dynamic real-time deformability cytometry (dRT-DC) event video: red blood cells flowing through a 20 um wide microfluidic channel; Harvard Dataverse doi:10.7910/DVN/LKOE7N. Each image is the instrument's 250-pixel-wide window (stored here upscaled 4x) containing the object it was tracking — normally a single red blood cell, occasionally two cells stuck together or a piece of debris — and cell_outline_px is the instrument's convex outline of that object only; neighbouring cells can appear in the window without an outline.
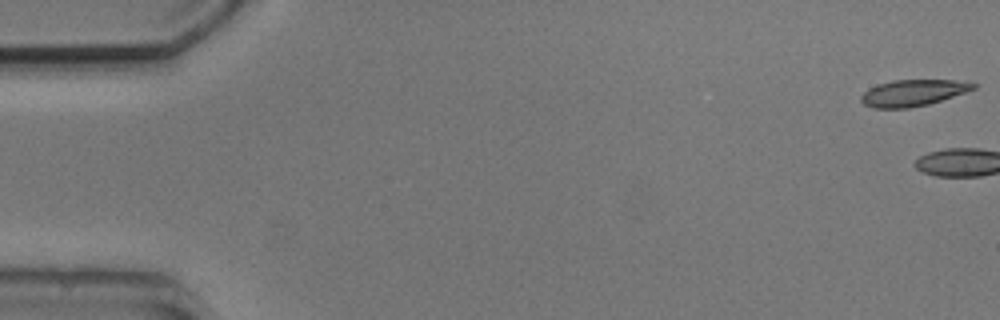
{"species": "common noctule bat (a hibernating species)", "species_latin": "Nyctalus noctula", "temperature_condition": "cold", "stored_images_in_passage": 4, "camera_frame_rate_fps": 3000, "um_per_image_px": 0.085, "animal": {"sex": "male", "body_mass_g": 20.5, "forearm_length_mm": 52.5}, "frame": {"image": 1, "passage_image": 1, "time_ms": 0.0, "image_size_px": [1000, 320], "cell_outline_px": [[976, 88], [928, 104], [908, 108], [872, 108], [864, 104], [860, 100], [860, 96], [868, 88], [876, 84], [892, 80], [952, 80], [976, 84]], "centroid_in_image_um": [77.51, 7.89], "position_along_channel_um": 7.5, "area_um2": 17.11}}